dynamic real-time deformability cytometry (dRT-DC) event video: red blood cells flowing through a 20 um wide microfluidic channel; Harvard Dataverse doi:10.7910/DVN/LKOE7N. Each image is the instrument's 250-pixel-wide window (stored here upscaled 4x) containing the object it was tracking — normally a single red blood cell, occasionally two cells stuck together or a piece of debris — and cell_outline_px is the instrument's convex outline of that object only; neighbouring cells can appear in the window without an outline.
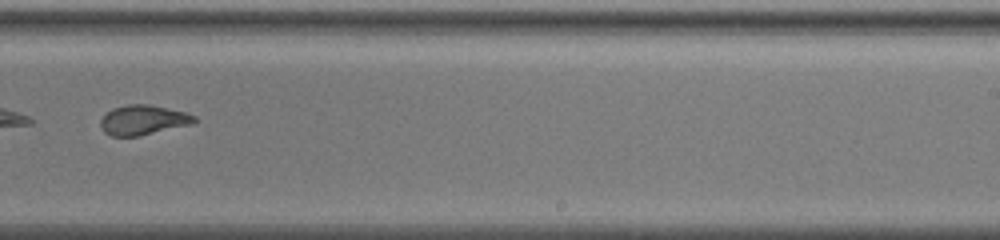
{"species": "common noctule bat (a hibernating species)", "species_latin": "Nyctalus noctula", "temperature_condition": "warm", "stored_images_in_passage": 51, "camera_frame_rate_fps": 3000, "um_per_image_px": 0.085, "animal": {"sex": "female", "body_mass_g": 19.5, "forearm_length_mm": 54.1}, "frame": {"image": 1, "passage_image": 36, "time_ms": 16.667, "image_size_px": [1000, 240], "cell_outline_px": [[196, 120], [192, 124], [140, 136], [112, 136], [104, 132], [100, 124], [100, 120], [112, 108], [128, 104], [148, 104], [184, 112], [196, 116]], "centroid_in_image_um": [12.16, 10.2], "position_along_channel_um": 276.8, "area_um2": 16.18}}
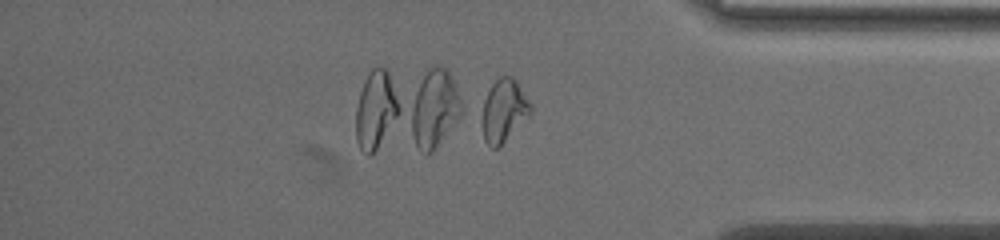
{"frame": {"image": 2, "passage_image": 43, "time_ms": 21.0, "image_size_px": [1000, 240], "cell_outline_px": [[532, 112], [496, 148], [492, 148], [484, 140], [476, 112], [476, 108], [492, 84], [500, 76], [512, 76], [516, 80], [528, 100], [532, 108]], "centroid_in_image_um": [42.69, 9.37], "position_along_channel_um": 392.5, "area_um2": 18.32}}